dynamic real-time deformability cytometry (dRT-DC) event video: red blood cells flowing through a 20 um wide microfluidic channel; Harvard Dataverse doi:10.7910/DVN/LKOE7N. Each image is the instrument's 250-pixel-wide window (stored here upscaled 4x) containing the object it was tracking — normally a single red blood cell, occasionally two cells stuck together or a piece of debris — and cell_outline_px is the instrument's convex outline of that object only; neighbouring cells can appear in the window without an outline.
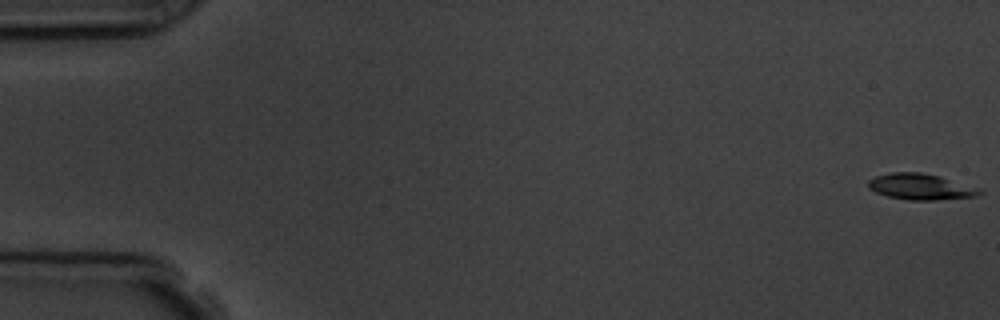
{"species": "common noctule bat (a hibernating species)", "species_latin": "Nyctalus noctula", "temperature_condition": "room temperature", "stored_images_in_passage": 5, "camera_frame_rate_fps": 3000, "um_per_image_px": 0.085, "animal": {"sex": "male", "body_mass_g": 19.5, "forearm_length_mm": 54.6}, "frame": {"image": 1, "passage_image": 1, "time_ms": 0.0, "image_size_px": [1000, 320], "cell_outline_px": [[984, 192], [976, 196], [936, 200], [908, 200], [888, 196], [876, 192], [868, 188], [868, 180], [876, 176], [892, 172], [920, 172], [940, 176], [976, 188]], "centroid_in_image_um": [78.21, 15.87], "position_along_channel_um": 6.8, "area_um2": 16.65}}
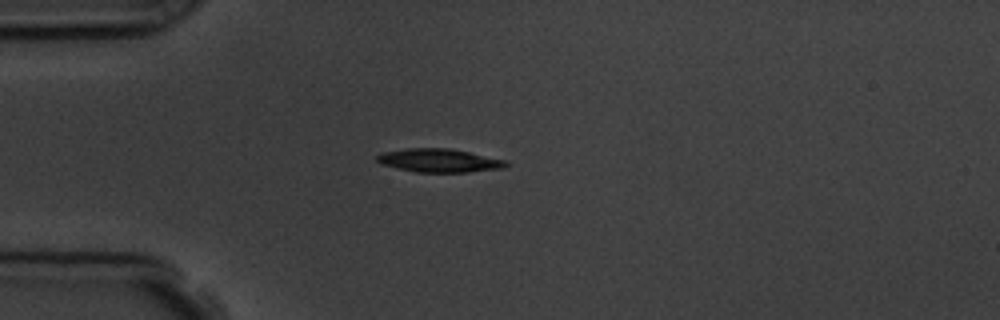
{"frame": {"image": 2, "passage_image": 5, "time_ms": 4.667, "image_size_px": [1000, 320], "cell_outline_px": [[508, 164], [504, 168], [468, 172], [416, 172], [396, 168], [384, 164], [376, 160], [376, 156], [380, 152], [408, 148], [448, 148], [508, 160]], "centroid_in_image_um": [37.33, 13.64], "position_along_channel_um": 47.7, "area_um2": 17.63}}